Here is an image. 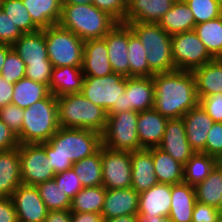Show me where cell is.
Segmentation results:
<instances>
[{
	"label": "cell",
	"mask_w": 222,
	"mask_h": 222,
	"mask_svg": "<svg viewBox=\"0 0 222 222\" xmlns=\"http://www.w3.org/2000/svg\"><path fill=\"white\" fill-rule=\"evenodd\" d=\"M128 59L130 77H152L155 73L149 68L147 52L140 39L128 25Z\"/></svg>",
	"instance_id": "cell-37"
},
{
	"label": "cell",
	"mask_w": 222,
	"mask_h": 222,
	"mask_svg": "<svg viewBox=\"0 0 222 222\" xmlns=\"http://www.w3.org/2000/svg\"><path fill=\"white\" fill-rule=\"evenodd\" d=\"M85 75L81 67H53L49 90L55 97L81 93Z\"/></svg>",
	"instance_id": "cell-25"
},
{
	"label": "cell",
	"mask_w": 222,
	"mask_h": 222,
	"mask_svg": "<svg viewBox=\"0 0 222 222\" xmlns=\"http://www.w3.org/2000/svg\"><path fill=\"white\" fill-rule=\"evenodd\" d=\"M176 0H128L125 23H158Z\"/></svg>",
	"instance_id": "cell-20"
},
{
	"label": "cell",
	"mask_w": 222,
	"mask_h": 222,
	"mask_svg": "<svg viewBox=\"0 0 222 222\" xmlns=\"http://www.w3.org/2000/svg\"><path fill=\"white\" fill-rule=\"evenodd\" d=\"M216 161H217V164L222 166V151L221 153L216 157Z\"/></svg>",
	"instance_id": "cell-60"
},
{
	"label": "cell",
	"mask_w": 222,
	"mask_h": 222,
	"mask_svg": "<svg viewBox=\"0 0 222 222\" xmlns=\"http://www.w3.org/2000/svg\"><path fill=\"white\" fill-rule=\"evenodd\" d=\"M137 122L138 112L136 111H121L108 115L106 128L102 133V145L116 151L141 150Z\"/></svg>",
	"instance_id": "cell-9"
},
{
	"label": "cell",
	"mask_w": 222,
	"mask_h": 222,
	"mask_svg": "<svg viewBox=\"0 0 222 222\" xmlns=\"http://www.w3.org/2000/svg\"><path fill=\"white\" fill-rule=\"evenodd\" d=\"M59 127L57 97L50 94L24 109L19 143H46Z\"/></svg>",
	"instance_id": "cell-5"
},
{
	"label": "cell",
	"mask_w": 222,
	"mask_h": 222,
	"mask_svg": "<svg viewBox=\"0 0 222 222\" xmlns=\"http://www.w3.org/2000/svg\"><path fill=\"white\" fill-rule=\"evenodd\" d=\"M158 148L183 165L196 153L188 142L182 118L168 119Z\"/></svg>",
	"instance_id": "cell-16"
},
{
	"label": "cell",
	"mask_w": 222,
	"mask_h": 222,
	"mask_svg": "<svg viewBox=\"0 0 222 222\" xmlns=\"http://www.w3.org/2000/svg\"><path fill=\"white\" fill-rule=\"evenodd\" d=\"M126 89V77L112 73L104 77L85 76L81 93L107 115L121 112Z\"/></svg>",
	"instance_id": "cell-8"
},
{
	"label": "cell",
	"mask_w": 222,
	"mask_h": 222,
	"mask_svg": "<svg viewBox=\"0 0 222 222\" xmlns=\"http://www.w3.org/2000/svg\"><path fill=\"white\" fill-rule=\"evenodd\" d=\"M131 187L138 193L150 189L158 183L152 153L148 149L131 152Z\"/></svg>",
	"instance_id": "cell-24"
},
{
	"label": "cell",
	"mask_w": 222,
	"mask_h": 222,
	"mask_svg": "<svg viewBox=\"0 0 222 222\" xmlns=\"http://www.w3.org/2000/svg\"><path fill=\"white\" fill-rule=\"evenodd\" d=\"M14 84L7 82L0 75V108L11 104Z\"/></svg>",
	"instance_id": "cell-53"
},
{
	"label": "cell",
	"mask_w": 222,
	"mask_h": 222,
	"mask_svg": "<svg viewBox=\"0 0 222 222\" xmlns=\"http://www.w3.org/2000/svg\"><path fill=\"white\" fill-rule=\"evenodd\" d=\"M103 38L84 41L82 71L85 76L104 77L113 72Z\"/></svg>",
	"instance_id": "cell-21"
},
{
	"label": "cell",
	"mask_w": 222,
	"mask_h": 222,
	"mask_svg": "<svg viewBox=\"0 0 222 222\" xmlns=\"http://www.w3.org/2000/svg\"><path fill=\"white\" fill-rule=\"evenodd\" d=\"M93 0H62V4H92Z\"/></svg>",
	"instance_id": "cell-59"
},
{
	"label": "cell",
	"mask_w": 222,
	"mask_h": 222,
	"mask_svg": "<svg viewBox=\"0 0 222 222\" xmlns=\"http://www.w3.org/2000/svg\"><path fill=\"white\" fill-rule=\"evenodd\" d=\"M152 153L158 183L179 184L184 179V165L174 160L158 147L148 149Z\"/></svg>",
	"instance_id": "cell-30"
},
{
	"label": "cell",
	"mask_w": 222,
	"mask_h": 222,
	"mask_svg": "<svg viewBox=\"0 0 222 222\" xmlns=\"http://www.w3.org/2000/svg\"><path fill=\"white\" fill-rule=\"evenodd\" d=\"M154 82L152 77H126V89L121 111L142 112L154 107Z\"/></svg>",
	"instance_id": "cell-15"
},
{
	"label": "cell",
	"mask_w": 222,
	"mask_h": 222,
	"mask_svg": "<svg viewBox=\"0 0 222 222\" xmlns=\"http://www.w3.org/2000/svg\"><path fill=\"white\" fill-rule=\"evenodd\" d=\"M2 11L22 33H32L40 30L33 22L22 0H3Z\"/></svg>",
	"instance_id": "cell-40"
},
{
	"label": "cell",
	"mask_w": 222,
	"mask_h": 222,
	"mask_svg": "<svg viewBox=\"0 0 222 222\" xmlns=\"http://www.w3.org/2000/svg\"><path fill=\"white\" fill-rule=\"evenodd\" d=\"M186 136L191 148L195 152L206 154L207 135L214 123L213 119L198 105L190 109L182 117Z\"/></svg>",
	"instance_id": "cell-18"
},
{
	"label": "cell",
	"mask_w": 222,
	"mask_h": 222,
	"mask_svg": "<svg viewBox=\"0 0 222 222\" xmlns=\"http://www.w3.org/2000/svg\"><path fill=\"white\" fill-rule=\"evenodd\" d=\"M72 169L78 175L82 187L102 185L101 148L93 155L73 163Z\"/></svg>",
	"instance_id": "cell-38"
},
{
	"label": "cell",
	"mask_w": 222,
	"mask_h": 222,
	"mask_svg": "<svg viewBox=\"0 0 222 222\" xmlns=\"http://www.w3.org/2000/svg\"><path fill=\"white\" fill-rule=\"evenodd\" d=\"M140 39L147 52L149 68L154 73L176 70L172 57L171 35L157 23H126Z\"/></svg>",
	"instance_id": "cell-6"
},
{
	"label": "cell",
	"mask_w": 222,
	"mask_h": 222,
	"mask_svg": "<svg viewBox=\"0 0 222 222\" xmlns=\"http://www.w3.org/2000/svg\"><path fill=\"white\" fill-rule=\"evenodd\" d=\"M102 146V134L89 129L63 128L45 143L46 156L55 174L70 170L73 163L95 154Z\"/></svg>",
	"instance_id": "cell-2"
},
{
	"label": "cell",
	"mask_w": 222,
	"mask_h": 222,
	"mask_svg": "<svg viewBox=\"0 0 222 222\" xmlns=\"http://www.w3.org/2000/svg\"><path fill=\"white\" fill-rule=\"evenodd\" d=\"M195 18V24H201L222 16V7L217 0H185Z\"/></svg>",
	"instance_id": "cell-41"
},
{
	"label": "cell",
	"mask_w": 222,
	"mask_h": 222,
	"mask_svg": "<svg viewBox=\"0 0 222 222\" xmlns=\"http://www.w3.org/2000/svg\"><path fill=\"white\" fill-rule=\"evenodd\" d=\"M139 222H173L169 217L152 216L151 218H139Z\"/></svg>",
	"instance_id": "cell-58"
},
{
	"label": "cell",
	"mask_w": 222,
	"mask_h": 222,
	"mask_svg": "<svg viewBox=\"0 0 222 222\" xmlns=\"http://www.w3.org/2000/svg\"><path fill=\"white\" fill-rule=\"evenodd\" d=\"M102 186L107 189L130 188L131 152L116 151L101 146Z\"/></svg>",
	"instance_id": "cell-12"
},
{
	"label": "cell",
	"mask_w": 222,
	"mask_h": 222,
	"mask_svg": "<svg viewBox=\"0 0 222 222\" xmlns=\"http://www.w3.org/2000/svg\"><path fill=\"white\" fill-rule=\"evenodd\" d=\"M117 23L93 4H62L59 25L83 41L104 38Z\"/></svg>",
	"instance_id": "cell-3"
},
{
	"label": "cell",
	"mask_w": 222,
	"mask_h": 222,
	"mask_svg": "<svg viewBox=\"0 0 222 222\" xmlns=\"http://www.w3.org/2000/svg\"><path fill=\"white\" fill-rule=\"evenodd\" d=\"M2 3H3V0H0V11L2 10Z\"/></svg>",
	"instance_id": "cell-62"
},
{
	"label": "cell",
	"mask_w": 222,
	"mask_h": 222,
	"mask_svg": "<svg viewBox=\"0 0 222 222\" xmlns=\"http://www.w3.org/2000/svg\"><path fill=\"white\" fill-rule=\"evenodd\" d=\"M199 105L214 122H222V93L199 98Z\"/></svg>",
	"instance_id": "cell-48"
},
{
	"label": "cell",
	"mask_w": 222,
	"mask_h": 222,
	"mask_svg": "<svg viewBox=\"0 0 222 222\" xmlns=\"http://www.w3.org/2000/svg\"><path fill=\"white\" fill-rule=\"evenodd\" d=\"M198 98L222 93V59H214L193 71Z\"/></svg>",
	"instance_id": "cell-28"
},
{
	"label": "cell",
	"mask_w": 222,
	"mask_h": 222,
	"mask_svg": "<svg viewBox=\"0 0 222 222\" xmlns=\"http://www.w3.org/2000/svg\"><path fill=\"white\" fill-rule=\"evenodd\" d=\"M12 49L21 57L25 66L31 63H51L48 59L43 29L32 33H23L12 45Z\"/></svg>",
	"instance_id": "cell-23"
},
{
	"label": "cell",
	"mask_w": 222,
	"mask_h": 222,
	"mask_svg": "<svg viewBox=\"0 0 222 222\" xmlns=\"http://www.w3.org/2000/svg\"><path fill=\"white\" fill-rule=\"evenodd\" d=\"M50 94L48 86L24 77L14 84L11 104L26 109Z\"/></svg>",
	"instance_id": "cell-32"
},
{
	"label": "cell",
	"mask_w": 222,
	"mask_h": 222,
	"mask_svg": "<svg viewBox=\"0 0 222 222\" xmlns=\"http://www.w3.org/2000/svg\"><path fill=\"white\" fill-rule=\"evenodd\" d=\"M18 149L22 184L36 186L53 180L56 174L46 156L45 143L20 144Z\"/></svg>",
	"instance_id": "cell-11"
},
{
	"label": "cell",
	"mask_w": 222,
	"mask_h": 222,
	"mask_svg": "<svg viewBox=\"0 0 222 222\" xmlns=\"http://www.w3.org/2000/svg\"><path fill=\"white\" fill-rule=\"evenodd\" d=\"M168 34L192 31L195 28V18L185 1L176 0L172 8L162 16L157 23Z\"/></svg>",
	"instance_id": "cell-31"
},
{
	"label": "cell",
	"mask_w": 222,
	"mask_h": 222,
	"mask_svg": "<svg viewBox=\"0 0 222 222\" xmlns=\"http://www.w3.org/2000/svg\"><path fill=\"white\" fill-rule=\"evenodd\" d=\"M19 222H44L48 210L36 186L21 184L11 196Z\"/></svg>",
	"instance_id": "cell-13"
},
{
	"label": "cell",
	"mask_w": 222,
	"mask_h": 222,
	"mask_svg": "<svg viewBox=\"0 0 222 222\" xmlns=\"http://www.w3.org/2000/svg\"><path fill=\"white\" fill-rule=\"evenodd\" d=\"M72 222H103V216L99 213L91 212H71Z\"/></svg>",
	"instance_id": "cell-55"
},
{
	"label": "cell",
	"mask_w": 222,
	"mask_h": 222,
	"mask_svg": "<svg viewBox=\"0 0 222 222\" xmlns=\"http://www.w3.org/2000/svg\"><path fill=\"white\" fill-rule=\"evenodd\" d=\"M26 66L21 57L11 49L7 53L6 60L3 64L1 76L9 83L15 84L25 77Z\"/></svg>",
	"instance_id": "cell-42"
},
{
	"label": "cell",
	"mask_w": 222,
	"mask_h": 222,
	"mask_svg": "<svg viewBox=\"0 0 222 222\" xmlns=\"http://www.w3.org/2000/svg\"><path fill=\"white\" fill-rule=\"evenodd\" d=\"M171 208V184L157 183L139 193L138 217H168Z\"/></svg>",
	"instance_id": "cell-17"
},
{
	"label": "cell",
	"mask_w": 222,
	"mask_h": 222,
	"mask_svg": "<svg viewBox=\"0 0 222 222\" xmlns=\"http://www.w3.org/2000/svg\"><path fill=\"white\" fill-rule=\"evenodd\" d=\"M22 2L40 29L59 24L62 0H22Z\"/></svg>",
	"instance_id": "cell-29"
},
{
	"label": "cell",
	"mask_w": 222,
	"mask_h": 222,
	"mask_svg": "<svg viewBox=\"0 0 222 222\" xmlns=\"http://www.w3.org/2000/svg\"><path fill=\"white\" fill-rule=\"evenodd\" d=\"M92 4L109 14L118 23H125L127 0H93Z\"/></svg>",
	"instance_id": "cell-44"
},
{
	"label": "cell",
	"mask_w": 222,
	"mask_h": 222,
	"mask_svg": "<svg viewBox=\"0 0 222 222\" xmlns=\"http://www.w3.org/2000/svg\"><path fill=\"white\" fill-rule=\"evenodd\" d=\"M24 118V109L14 104H7L0 108V119L12 130L17 136L21 134V128Z\"/></svg>",
	"instance_id": "cell-43"
},
{
	"label": "cell",
	"mask_w": 222,
	"mask_h": 222,
	"mask_svg": "<svg viewBox=\"0 0 222 222\" xmlns=\"http://www.w3.org/2000/svg\"><path fill=\"white\" fill-rule=\"evenodd\" d=\"M171 42L176 70L193 71L214 60L194 30L171 35Z\"/></svg>",
	"instance_id": "cell-10"
},
{
	"label": "cell",
	"mask_w": 222,
	"mask_h": 222,
	"mask_svg": "<svg viewBox=\"0 0 222 222\" xmlns=\"http://www.w3.org/2000/svg\"><path fill=\"white\" fill-rule=\"evenodd\" d=\"M0 222H19L11 197H0Z\"/></svg>",
	"instance_id": "cell-52"
},
{
	"label": "cell",
	"mask_w": 222,
	"mask_h": 222,
	"mask_svg": "<svg viewBox=\"0 0 222 222\" xmlns=\"http://www.w3.org/2000/svg\"><path fill=\"white\" fill-rule=\"evenodd\" d=\"M216 164L214 156L196 152L184 165L183 182L195 187L209 176Z\"/></svg>",
	"instance_id": "cell-36"
},
{
	"label": "cell",
	"mask_w": 222,
	"mask_h": 222,
	"mask_svg": "<svg viewBox=\"0 0 222 222\" xmlns=\"http://www.w3.org/2000/svg\"><path fill=\"white\" fill-rule=\"evenodd\" d=\"M222 151V122H214L206 140V154L215 158Z\"/></svg>",
	"instance_id": "cell-49"
},
{
	"label": "cell",
	"mask_w": 222,
	"mask_h": 222,
	"mask_svg": "<svg viewBox=\"0 0 222 222\" xmlns=\"http://www.w3.org/2000/svg\"><path fill=\"white\" fill-rule=\"evenodd\" d=\"M36 187L48 211L70 209V197L66 195L59 186H57L54 179L39 183Z\"/></svg>",
	"instance_id": "cell-39"
},
{
	"label": "cell",
	"mask_w": 222,
	"mask_h": 222,
	"mask_svg": "<svg viewBox=\"0 0 222 222\" xmlns=\"http://www.w3.org/2000/svg\"><path fill=\"white\" fill-rule=\"evenodd\" d=\"M220 217L217 208L196 201L192 214V222H217Z\"/></svg>",
	"instance_id": "cell-50"
},
{
	"label": "cell",
	"mask_w": 222,
	"mask_h": 222,
	"mask_svg": "<svg viewBox=\"0 0 222 222\" xmlns=\"http://www.w3.org/2000/svg\"><path fill=\"white\" fill-rule=\"evenodd\" d=\"M48 59L53 67H81L83 62L84 41L59 24L43 29Z\"/></svg>",
	"instance_id": "cell-7"
},
{
	"label": "cell",
	"mask_w": 222,
	"mask_h": 222,
	"mask_svg": "<svg viewBox=\"0 0 222 222\" xmlns=\"http://www.w3.org/2000/svg\"><path fill=\"white\" fill-rule=\"evenodd\" d=\"M12 49V46L6 44H0V74L3 68V64L6 60L7 53Z\"/></svg>",
	"instance_id": "cell-57"
},
{
	"label": "cell",
	"mask_w": 222,
	"mask_h": 222,
	"mask_svg": "<svg viewBox=\"0 0 222 222\" xmlns=\"http://www.w3.org/2000/svg\"><path fill=\"white\" fill-rule=\"evenodd\" d=\"M139 193L132 187L124 189H106L101 212L103 219L123 215H138Z\"/></svg>",
	"instance_id": "cell-19"
},
{
	"label": "cell",
	"mask_w": 222,
	"mask_h": 222,
	"mask_svg": "<svg viewBox=\"0 0 222 222\" xmlns=\"http://www.w3.org/2000/svg\"><path fill=\"white\" fill-rule=\"evenodd\" d=\"M154 109L167 119L182 118L199 105L196 81L192 71L174 70L155 73Z\"/></svg>",
	"instance_id": "cell-1"
},
{
	"label": "cell",
	"mask_w": 222,
	"mask_h": 222,
	"mask_svg": "<svg viewBox=\"0 0 222 222\" xmlns=\"http://www.w3.org/2000/svg\"><path fill=\"white\" fill-rule=\"evenodd\" d=\"M196 201L218 208L222 198V166L216 164L209 176L195 186Z\"/></svg>",
	"instance_id": "cell-33"
},
{
	"label": "cell",
	"mask_w": 222,
	"mask_h": 222,
	"mask_svg": "<svg viewBox=\"0 0 222 222\" xmlns=\"http://www.w3.org/2000/svg\"><path fill=\"white\" fill-rule=\"evenodd\" d=\"M194 31L214 59H222V16L195 25Z\"/></svg>",
	"instance_id": "cell-34"
},
{
	"label": "cell",
	"mask_w": 222,
	"mask_h": 222,
	"mask_svg": "<svg viewBox=\"0 0 222 222\" xmlns=\"http://www.w3.org/2000/svg\"><path fill=\"white\" fill-rule=\"evenodd\" d=\"M217 222H222V217H220V218L217 220Z\"/></svg>",
	"instance_id": "cell-64"
},
{
	"label": "cell",
	"mask_w": 222,
	"mask_h": 222,
	"mask_svg": "<svg viewBox=\"0 0 222 222\" xmlns=\"http://www.w3.org/2000/svg\"><path fill=\"white\" fill-rule=\"evenodd\" d=\"M57 109L60 127L89 129L100 134L106 128L107 111L85 98L82 93L58 97Z\"/></svg>",
	"instance_id": "cell-4"
},
{
	"label": "cell",
	"mask_w": 222,
	"mask_h": 222,
	"mask_svg": "<svg viewBox=\"0 0 222 222\" xmlns=\"http://www.w3.org/2000/svg\"><path fill=\"white\" fill-rule=\"evenodd\" d=\"M195 203L194 186L184 182L171 185V208L168 217L173 222H192Z\"/></svg>",
	"instance_id": "cell-26"
},
{
	"label": "cell",
	"mask_w": 222,
	"mask_h": 222,
	"mask_svg": "<svg viewBox=\"0 0 222 222\" xmlns=\"http://www.w3.org/2000/svg\"><path fill=\"white\" fill-rule=\"evenodd\" d=\"M66 195L72 199L83 187L73 169L56 174L53 178Z\"/></svg>",
	"instance_id": "cell-45"
},
{
	"label": "cell",
	"mask_w": 222,
	"mask_h": 222,
	"mask_svg": "<svg viewBox=\"0 0 222 222\" xmlns=\"http://www.w3.org/2000/svg\"><path fill=\"white\" fill-rule=\"evenodd\" d=\"M103 222H139L138 215H123L116 218L104 219Z\"/></svg>",
	"instance_id": "cell-56"
},
{
	"label": "cell",
	"mask_w": 222,
	"mask_h": 222,
	"mask_svg": "<svg viewBox=\"0 0 222 222\" xmlns=\"http://www.w3.org/2000/svg\"><path fill=\"white\" fill-rule=\"evenodd\" d=\"M217 2H218L219 5L222 7V0H217Z\"/></svg>",
	"instance_id": "cell-63"
},
{
	"label": "cell",
	"mask_w": 222,
	"mask_h": 222,
	"mask_svg": "<svg viewBox=\"0 0 222 222\" xmlns=\"http://www.w3.org/2000/svg\"><path fill=\"white\" fill-rule=\"evenodd\" d=\"M103 39L106 42L109 62L113 72L124 77H130L128 24L117 23Z\"/></svg>",
	"instance_id": "cell-14"
},
{
	"label": "cell",
	"mask_w": 222,
	"mask_h": 222,
	"mask_svg": "<svg viewBox=\"0 0 222 222\" xmlns=\"http://www.w3.org/2000/svg\"><path fill=\"white\" fill-rule=\"evenodd\" d=\"M52 69V63H31L26 66L25 78L42 83L49 87Z\"/></svg>",
	"instance_id": "cell-47"
},
{
	"label": "cell",
	"mask_w": 222,
	"mask_h": 222,
	"mask_svg": "<svg viewBox=\"0 0 222 222\" xmlns=\"http://www.w3.org/2000/svg\"><path fill=\"white\" fill-rule=\"evenodd\" d=\"M106 195V189L101 186H93L82 188L71 199V212H91L101 214L104 199Z\"/></svg>",
	"instance_id": "cell-35"
},
{
	"label": "cell",
	"mask_w": 222,
	"mask_h": 222,
	"mask_svg": "<svg viewBox=\"0 0 222 222\" xmlns=\"http://www.w3.org/2000/svg\"><path fill=\"white\" fill-rule=\"evenodd\" d=\"M168 119L154 108L138 112L137 134L141 149L158 147L163 139Z\"/></svg>",
	"instance_id": "cell-22"
},
{
	"label": "cell",
	"mask_w": 222,
	"mask_h": 222,
	"mask_svg": "<svg viewBox=\"0 0 222 222\" xmlns=\"http://www.w3.org/2000/svg\"><path fill=\"white\" fill-rule=\"evenodd\" d=\"M22 32L13 24L12 20L0 11V44L12 46L21 36Z\"/></svg>",
	"instance_id": "cell-46"
},
{
	"label": "cell",
	"mask_w": 222,
	"mask_h": 222,
	"mask_svg": "<svg viewBox=\"0 0 222 222\" xmlns=\"http://www.w3.org/2000/svg\"><path fill=\"white\" fill-rule=\"evenodd\" d=\"M44 222H72L71 211L70 209L48 211Z\"/></svg>",
	"instance_id": "cell-54"
},
{
	"label": "cell",
	"mask_w": 222,
	"mask_h": 222,
	"mask_svg": "<svg viewBox=\"0 0 222 222\" xmlns=\"http://www.w3.org/2000/svg\"><path fill=\"white\" fill-rule=\"evenodd\" d=\"M217 209L219 211L220 216L222 217V198H221V201H220Z\"/></svg>",
	"instance_id": "cell-61"
},
{
	"label": "cell",
	"mask_w": 222,
	"mask_h": 222,
	"mask_svg": "<svg viewBox=\"0 0 222 222\" xmlns=\"http://www.w3.org/2000/svg\"><path fill=\"white\" fill-rule=\"evenodd\" d=\"M21 184L18 147L0 151V197H11Z\"/></svg>",
	"instance_id": "cell-27"
},
{
	"label": "cell",
	"mask_w": 222,
	"mask_h": 222,
	"mask_svg": "<svg viewBox=\"0 0 222 222\" xmlns=\"http://www.w3.org/2000/svg\"><path fill=\"white\" fill-rule=\"evenodd\" d=\"M19 145L18 136L0 119V151L12 150Z\"/></svg>",
	"instance_id": "cell-51"
}]
</instances>
